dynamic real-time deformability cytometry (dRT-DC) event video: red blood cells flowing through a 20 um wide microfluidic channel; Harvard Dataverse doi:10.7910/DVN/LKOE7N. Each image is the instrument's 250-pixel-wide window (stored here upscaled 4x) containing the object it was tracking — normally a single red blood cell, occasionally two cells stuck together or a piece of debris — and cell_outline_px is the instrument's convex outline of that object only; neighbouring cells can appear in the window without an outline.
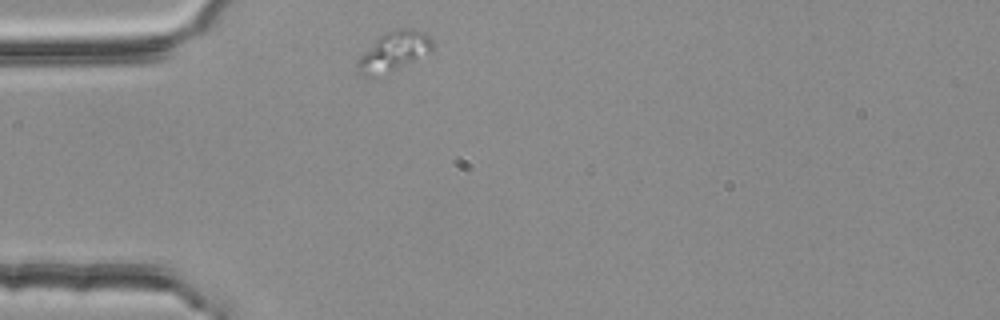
{"species": "common noctule bat (a hibernating species)", "species_latin": "Nyctalus noctula", "temperature_condition": "room temperature", "stored_images_in_passage": 6, "camera_frame_rate_fps": 3000, "um_per_image_px": 0.085, "animal": {"sex": "female", "body_mass_g": 25.1}, "frame": {"image": 1, "passage_image": 1, "time_ms": 0.0, "image_size_px": [1000, 320], "cell_outline_px": [[436, 44], [428, 52], [392, 72], [372, 76], [364, 76], [356, 68], [356, 64], [360, 56], [384, 32], [396, 28], [412, 28], [424, 32]], "centroid_in_image_um": [33.48, 4.35], "position_along_channel_um": 51.5, "area_um2": 17.05}}